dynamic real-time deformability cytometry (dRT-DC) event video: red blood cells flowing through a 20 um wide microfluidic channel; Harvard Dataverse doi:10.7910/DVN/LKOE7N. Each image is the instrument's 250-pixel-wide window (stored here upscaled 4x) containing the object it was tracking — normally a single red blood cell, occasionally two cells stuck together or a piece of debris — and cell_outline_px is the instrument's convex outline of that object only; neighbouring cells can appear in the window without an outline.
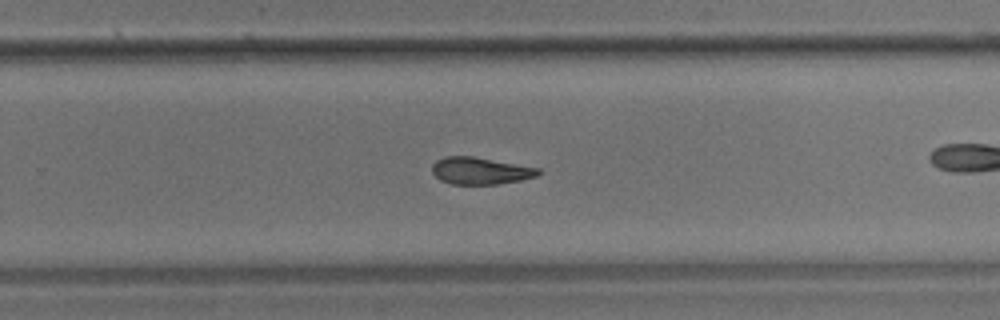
{"species": "common noctule bat (a hibernating species)", "species_latin": "Nyctalus noctula", "temperature_condition": "room temperature", "stored_images_in_passage": 37, "camera_frame_rate_fps": 3000, "um_per_image_px": 0.085, "animal": {"sex": "male", "body_mass_g": 17.9}, "frame": {"image": 1, "passage_image": 16, "time_ms": 5.0, "image_size_px": [1000, 320], "cell_outline_px": [[540, 172], [536, 176], [520, 180], [496, 184], [452, 184], [440, 180], [432, 172], [432, 164], [436, 160], [444, 156], [472, 156], [540, 168]], "centroid_in_image_um": [40.79, 14.51], "position_along_channel_um": 289.0, "area_um2": 16.65}}
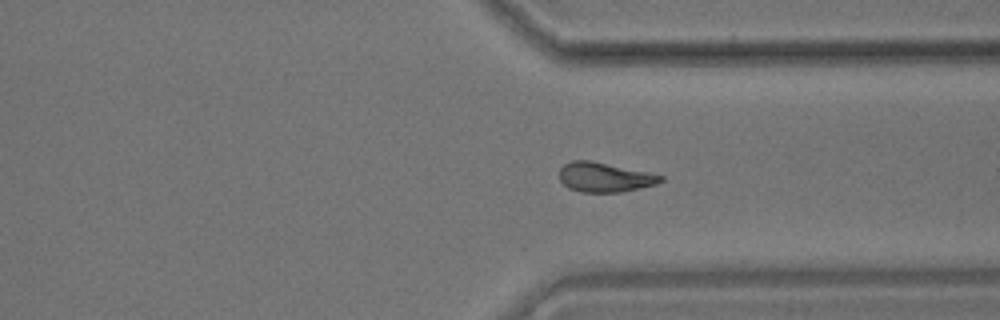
{"frame": {"image": 2, "passage_image": 22, "time_ms": 7.0, "image_size_px": [1000, 320], "cell_outline_px": [[664, 180], [656, 184], [640, 188], [620, 192], [580, 192], [568, 188], [560, 180], [560, 168], [564, 164], [572, 160], [592, 160], [648, 172], [664, 176]], "centroid_in_image_um": [51.39, 15.06], "position_along_channel_um": 360.0, "area_um2": 17.51}}